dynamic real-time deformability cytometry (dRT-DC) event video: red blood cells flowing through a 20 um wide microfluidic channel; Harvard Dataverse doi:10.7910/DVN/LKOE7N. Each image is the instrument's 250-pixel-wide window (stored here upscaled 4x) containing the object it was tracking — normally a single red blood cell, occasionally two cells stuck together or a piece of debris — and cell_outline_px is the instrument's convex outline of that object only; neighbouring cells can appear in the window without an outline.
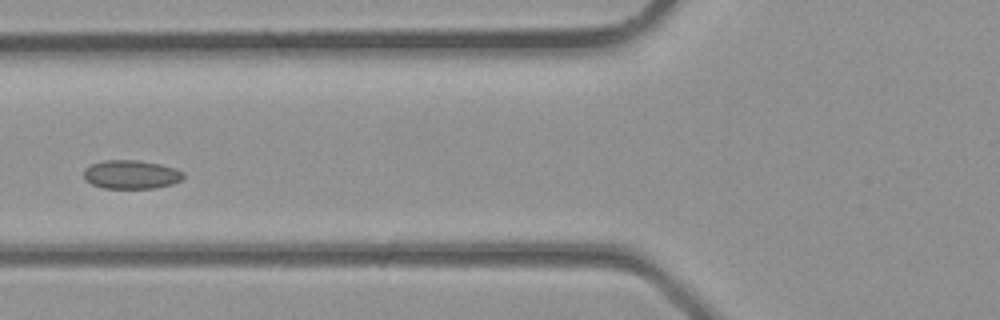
{"species": "common noctule bat (a hibernating species)", "species_latin": "Nyctalus noctula", "temperature_condition": "room temperature", "stored_images_in_passage": 4, "camera_frame_rate_fps": 3000, "um_per_image_px": 0.085, "animal": {"sex": "male", "body_mass_g": 23.1, "forearm_length_mm": 52.7}, "frame": {"image": 1, "passage_image": 4, "time_ms": 1.0, "image_size_px": [1000, 320], "cell_outline_px": [[184, 176], [180, 180], [172, 184], [156, 188], [104, 188], [92, 184], [84, 180], [84, 168], [92, 164], [104, 160], [136, 160], [160, 164], [176, 168], [184, 172]], "centroid_in_image_um": [11.15, 14.83], "position_along_channel_um": 114.7, "area_um2": 16.7}}